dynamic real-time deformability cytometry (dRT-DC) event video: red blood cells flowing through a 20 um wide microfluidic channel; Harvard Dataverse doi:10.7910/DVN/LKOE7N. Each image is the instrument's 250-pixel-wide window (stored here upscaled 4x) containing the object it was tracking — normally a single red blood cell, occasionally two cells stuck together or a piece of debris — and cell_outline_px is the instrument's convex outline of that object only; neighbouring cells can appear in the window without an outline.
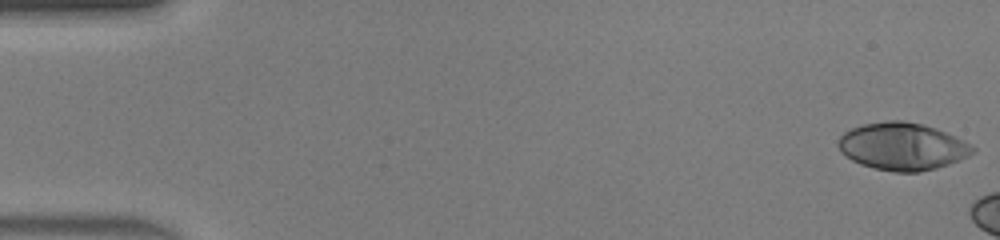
{"species": "human", "species_latin": "Homo sapiens", "temperature_condition": "warm", "stored_images_in_passage": 6, "camera_frame_rate_fps": 3000, "um_per_image_px": 0.085, "donor": {"sex": "male"}, "frame": {"image": 1, "passage_image": 1, "time_ms": 0.0, "image_size_px": [1000, 240], "cell_outline_px": [[976, 152], [960, 160], [936, 168], [920, 172], [892, 172], [860, 164], [844, 156], [840, 152], [836, 144], [840, 136], [844, 132], [852, 128], [864, 124], [884, 120], [904, 120], [924, 124], [936, 128], [972, 144], [976, 148]], "centroid_in_image_um": [76.7, 12.44], "position_along_channel_um": 8.3, "area_um2": 37.51}}